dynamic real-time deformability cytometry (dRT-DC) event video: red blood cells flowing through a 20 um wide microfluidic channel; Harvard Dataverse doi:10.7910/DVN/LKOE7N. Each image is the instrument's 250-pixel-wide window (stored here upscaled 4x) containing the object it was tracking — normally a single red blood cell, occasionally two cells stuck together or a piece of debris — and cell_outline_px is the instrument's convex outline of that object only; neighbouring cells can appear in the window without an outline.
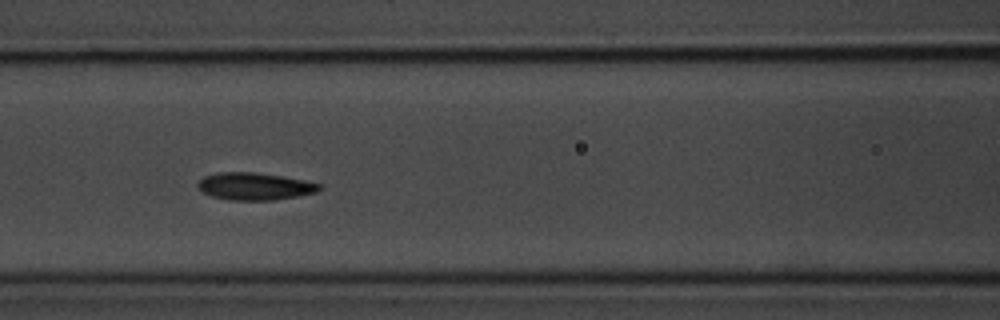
{"species": "common noctule bat (a hibernating species)", "species_latin": "Nyctalus noctula", "temperature_condition": "room temperature", "stored_images_in_passage": 11, "camera_frame_rate_fps": 3000, "um_per_image_px": 0.085, "animal": {"sex": "male", "body_mass_g": 20.1, "forearm_length_mm": 53.5}, "frame": {"image": 1, "passage_image": 7, "time_ms": 6.667, "image_size_px": [1000, 320], "cell_outline_px": [[320, 188], [316, 192], [296, 196], [272, 200], [228, 200], [212, 196], [204, 192], [196, 184], [204, 176], [220, 172], [256, 172], [284, 176], [304, 180], [320, 184]], "centroid_in_image_um": [21.64, 15.83], "position_along_channel_um": 145.0, "area_um2": 19.19}}
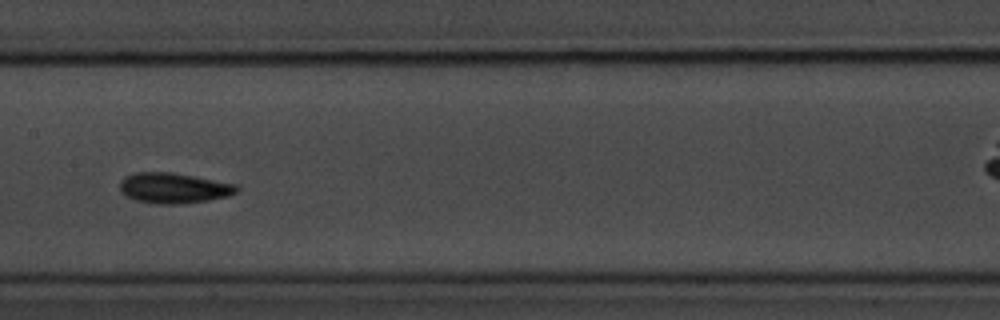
{"frame": {"image": 2, "passage_image": 8, "time_ms": 8.0, "image_size_px": [1000, 320], "cell_outline_px": [[240, 188], [236, 192], [228, 196], [208, 200], [180, 204], [156, 204], [136, 200], [128, 196], [120, 188], [120, 180], [124, 176], [136, 172], [172, 172], [236, 184]], "centroid_in_image_um": [14.77, 15.98], "position_along_channel_um": 192.6, "area_um2": 20.63}}
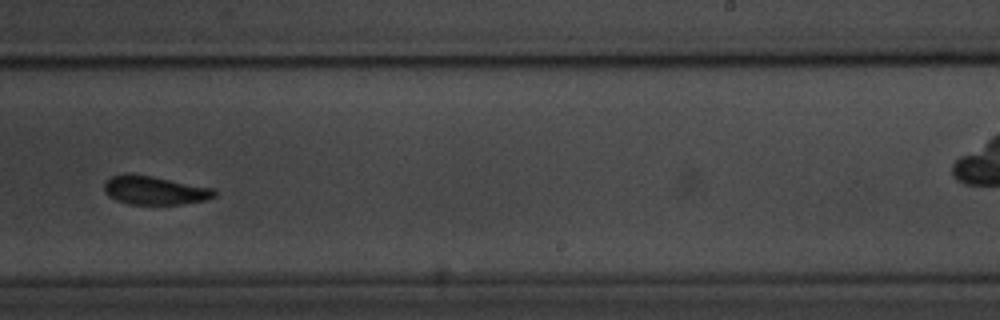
{"frame": {"image": 3, "passage_image": 10, "time_ms": 10.333, "image_size_px": [1000, 320], "cell_outline_px": [[216, 196], [204, 200], [184, 204], [128, 204], [116, 200], [108, 196], [104, 192], [104, 184], [112, 176], [152, 176], [216, 188]], "centroid_in_image_um": [13.22, 16.21], "position_along_channel_um": 275.8, "area_um2": 18.03}}